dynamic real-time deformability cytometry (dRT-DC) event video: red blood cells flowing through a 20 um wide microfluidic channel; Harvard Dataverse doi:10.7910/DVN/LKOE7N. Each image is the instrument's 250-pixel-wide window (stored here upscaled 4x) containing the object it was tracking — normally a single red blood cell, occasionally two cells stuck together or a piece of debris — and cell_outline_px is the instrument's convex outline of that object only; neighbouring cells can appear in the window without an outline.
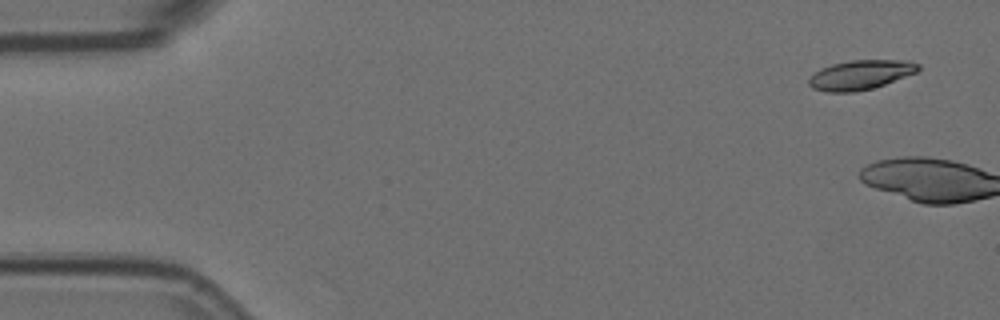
{"species": "Egyptian fruit bat (a non-hibernating species)", "species_latin": "Rousettus aegyptiacus", "temperature_condition": "room temperature", "stored_images_in_passage": 5, "camera_frame_rate_fps": 3000, "um_per_image_px": 0.085, "animal": {"sex": "female"}, "frame": {"image": 1, "passage_image": 1, "time_ms": 0.0, "image_size_px": [1000, 320], "cell_outline_px": [[920, 68], [916, 72], [884, 84], [872, 88], [852, 92], [828, 92], [812, 88], [808, 84], [808, 80], [820, 68], [832, 64], [852, 60], [908, 60], [920, 64]], "centroid_in_image_um": [73.14, 6.35], "position_along_channel_um": 11.9, "area_um2": 18.61}}